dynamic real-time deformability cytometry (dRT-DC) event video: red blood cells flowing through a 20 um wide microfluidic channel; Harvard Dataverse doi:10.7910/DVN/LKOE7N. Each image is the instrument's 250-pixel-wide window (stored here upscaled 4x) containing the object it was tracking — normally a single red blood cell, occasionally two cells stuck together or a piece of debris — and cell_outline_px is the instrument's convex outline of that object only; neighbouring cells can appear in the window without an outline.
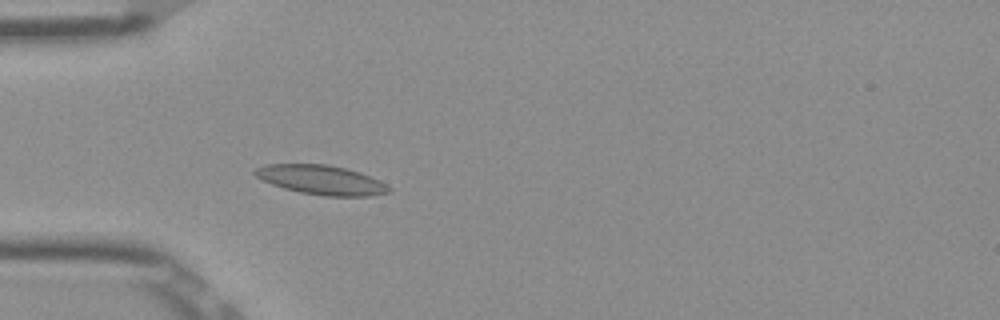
{"species": "Egyptian fruit bat (a non-hibernating species)", "species_latin": "Rousettus aegyptiacus", "temperature_condition": "room temperature", "stored_images_in_passage": 53, "camera_frame_rate_fps": 3000, "um_per_image_px": 0.085, "frame": {"image": 1, "passage_image": 16, "time_ms": 5.0, "image_size_px": [1000, 320], "cell_outline_px": [[392, 192], [368, 196], [324, 196], [300, 192], [284, 188], [272, 184], [256, 176], [252, 172], [256, 168], [264, 164], [328, 164], [360, 172], [380, 180], [392, 188]], "centroid_in_image_um": [27.34, 15.29], "position_along_channel_um": 57.7, "area_um2": 22.95}}
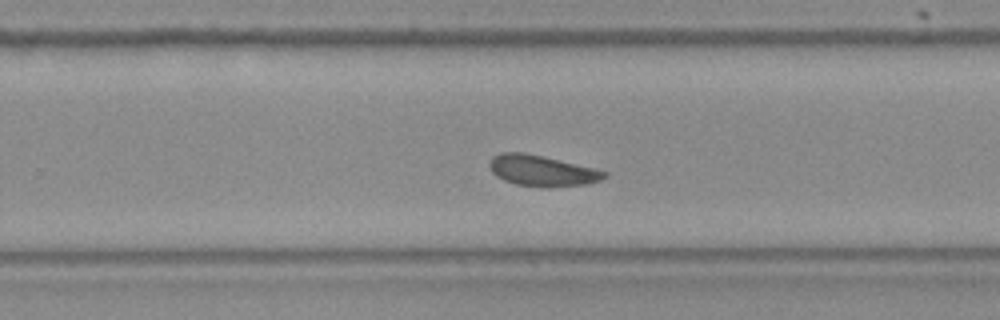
{"frame": {"image": 2, "passage_image": 34, "time_ms": 11.0, "image_size_px": [1000, 320], "cell_outline_px": [[608, 176], [600, 180], [588, 184], [548, 188], [516, 184], [504, 180], [496, 176], [492, 172], [488, 164], [492, 156], [500, 152], [524, 152], [592, 168], [608, 172]], "centroid_in_image_um": [46.04, 14.52], "position_along_channel_um": 283.8, "area_um2": 20.63}}
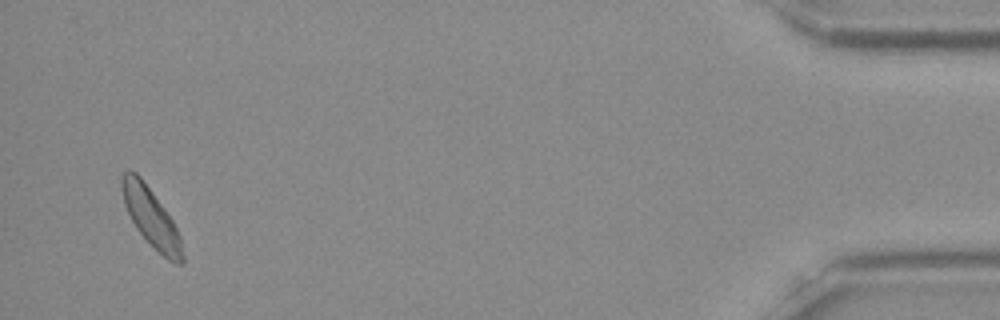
{"frame": {"image": 3, "passage_image": 51, "time_ms": 16.667, "image_size_px": [1000, 320], "cell_outline_px": [[184, 264], [176, 264], [168, 260], [136, 228], [124, 204], [120, 184], [120, 176], [128, 168], [136, 172], [140, 176], [172, 220], [180, 236], [184, 256]], "centroid_in_image_um": [12.82, 18.45], "position_along_channel_um": 422.4, "area_um2": 20.29}, "authors_computed_cell_mechanics": {"area_um2": 20.808, "velocity_mm_per_s": 3.8519, "shape_relaxation_time_tau1_ms": 8.3503, "shape_relaxation_time_tau2_ms": 8.6816, "deformation_change_tau1": 0.1243, "deformation_change_tau2": 0.1437}}